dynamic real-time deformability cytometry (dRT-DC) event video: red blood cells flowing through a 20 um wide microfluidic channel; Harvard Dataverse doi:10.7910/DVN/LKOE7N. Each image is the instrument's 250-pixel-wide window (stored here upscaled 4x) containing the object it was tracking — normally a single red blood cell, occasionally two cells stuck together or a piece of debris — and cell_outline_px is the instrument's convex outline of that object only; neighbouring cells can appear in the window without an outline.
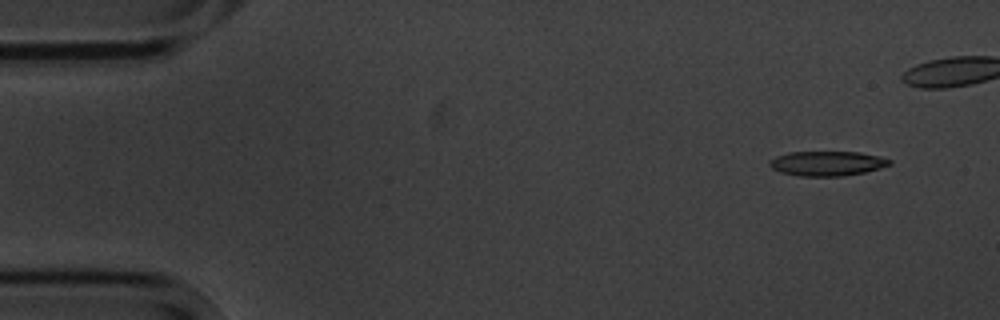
{"species": "common noctule bat (a hibernating species)", "species_latin": "Nyctalus noctula", "temperature_condition": "cold", "stored_images_in_passage": 6, "camera_frame_rate_fps": 3000, "um_per_image_px": 0.085, "animal": {"sex": "male", "body_mass_g": 20.1, "forearm_length_mm": 53.5}, "frame": {"image": 1, "passage_image": 1, "time_ms": 0.0, "image_size_px": [1000, 320], "cell_outline_px": [[892, 164], [880, 168], [864, 172], [844, 176], [800, 176], [780, 172], [772, 168], [768, 164], [768, 160], [776, 156], [788, 152], [860, 152], [880, 156], [892, 160]], "centroid_in_image_um": [70.3, 13.89], "position_along_channel_um": 14.7, "area_um2": 17.4}}
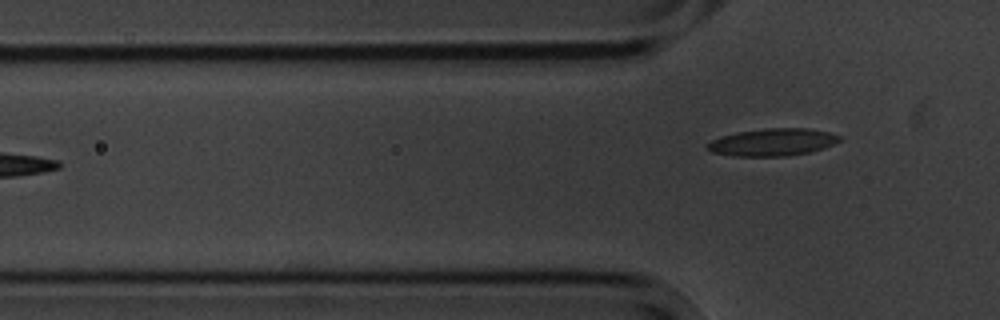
{"frame": {"image": 2, "passage_image": 6, "time_ms": 6.0, "image_size_px": [1000, 320], "cell_outline_px": [[840, 140], [832, 144], [808, 152], [788, 156], [732, 156], [712, 152], [704, 148], [704, 144], [720, 136], [736, 132], [764, 128], [808, 128], [828, 132], [840, 136]], "centroid_in_image_um": [65.57, 12.08], "position_along_channel_um": 60.2, "area_um2": 21.1}}